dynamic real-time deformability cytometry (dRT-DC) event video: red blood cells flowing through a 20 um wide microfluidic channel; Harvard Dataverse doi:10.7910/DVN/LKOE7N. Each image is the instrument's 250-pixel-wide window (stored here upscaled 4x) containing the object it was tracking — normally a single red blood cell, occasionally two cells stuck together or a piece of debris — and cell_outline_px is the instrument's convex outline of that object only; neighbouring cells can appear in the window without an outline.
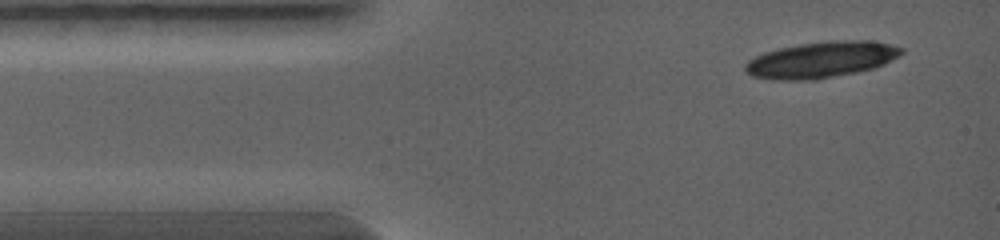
{"species": "common noctule bat (a hibernating species)", "species_latin": "Nyctalus noctula", "temperature_condition": "warm", "stored_images_in_passage": 2, "camera_frame_rate_fps": 5000, "um_per_image_px": 0.085, "animal": {"sex": "female", "body_mass_g": 19.0, "forearm_length_mm": 56.7}, "frame": {"image": 1, "passage_image": 1, "time_ms": 0.0, "image_size_px": [1000, 240], "cell_outline_px": [[904, 52], [900, 56], [876, 68], [816, 80], [772, 80], [752, 76], [744, 68], [744, 64], [748, 60], [764, 52], [780, 48], [800, 44], [828, 40], [864, 40], [892, 44], [904, 48]], "centroid_in_image_um": [69.83, 5.08], "position_along_channel_um": 15.2, "area_um2": 33.18}}